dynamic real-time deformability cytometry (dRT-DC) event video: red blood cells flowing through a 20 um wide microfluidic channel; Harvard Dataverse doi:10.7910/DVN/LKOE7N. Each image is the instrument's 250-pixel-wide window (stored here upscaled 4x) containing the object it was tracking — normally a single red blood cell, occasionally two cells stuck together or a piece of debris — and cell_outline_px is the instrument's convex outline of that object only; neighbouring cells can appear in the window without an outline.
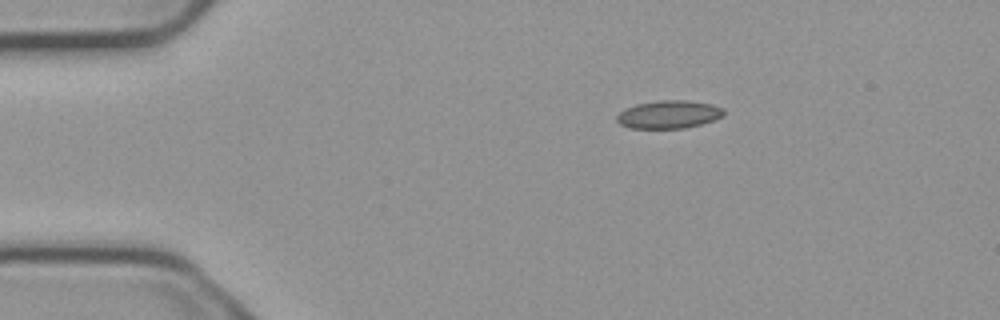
{"species": "common noctule bat (a hibernating species)", "species_latin": "Nyctalus noctula", "temperature_condition": "cold", "stored_images_in_passage": 5, "camera_frame_rate_fps": 3000, "um_per_image_px": 0.085, "animal": {"sex": "male", "body_mass_g": 23.1, "forearm_length_mm": 52.7}, "frame": {"image": 1, "passage_image": 5, "time_ms": 1.333, "image_size_px": [1000, 320], "cell_outline_px": [[724, 116], [700, 124], [684, 128], [628, 128], [620, 124], [616, 120], [616, 116], [624, 108], [636, 104], [660, 100], [684, 100], [712, 104], [724, 108]], "centroid_in_image_um": [56.83, 9.72], "position_along_channel_um": 28.2, "area_um2": 17.46}}